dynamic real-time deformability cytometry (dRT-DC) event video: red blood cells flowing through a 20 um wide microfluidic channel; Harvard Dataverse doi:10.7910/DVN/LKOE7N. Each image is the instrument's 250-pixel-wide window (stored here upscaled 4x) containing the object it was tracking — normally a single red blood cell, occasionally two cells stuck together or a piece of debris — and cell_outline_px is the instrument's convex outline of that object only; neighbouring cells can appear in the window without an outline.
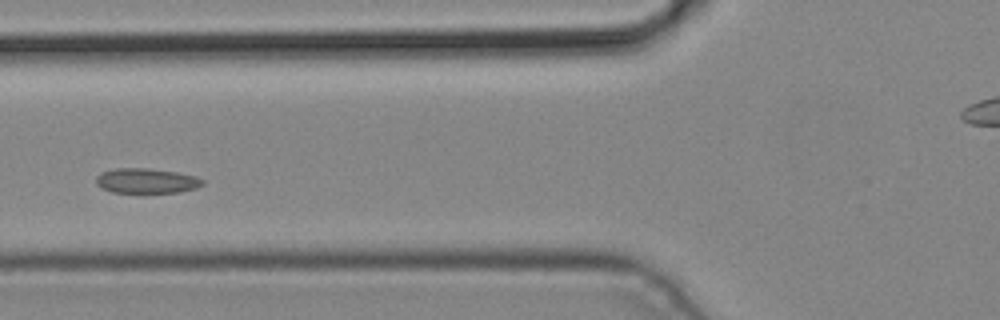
{"species": "common noctule bat (a hibernating species)", "species_latin": "Nyctalus noctula", "temperature_condition": "cold", "stored_images_in_passage": 6, "camera_frame_rate_fps": 3000, "um_per_image_px": 0.085, "animal": {"sex": "male", "body_mass_g": 19.2, "forearm_length_mm": 51.8}, "frame": {"image": 1, "passage_image": 4, "time_ms": 1.0, "image_size_px": [1000, 320], "cell_outline_px": [[204, 184], [196, 188], [180, 192], [112, 192], [96, 184], [96, 176], [100, 172], [116, 168], [148, 168], [176, 172], [196, 176], [204, 180]], "centroid_in_image_um": [12.46, 15.36], "position_along_channel_um": 113.3, "area_um2": 15.43}}
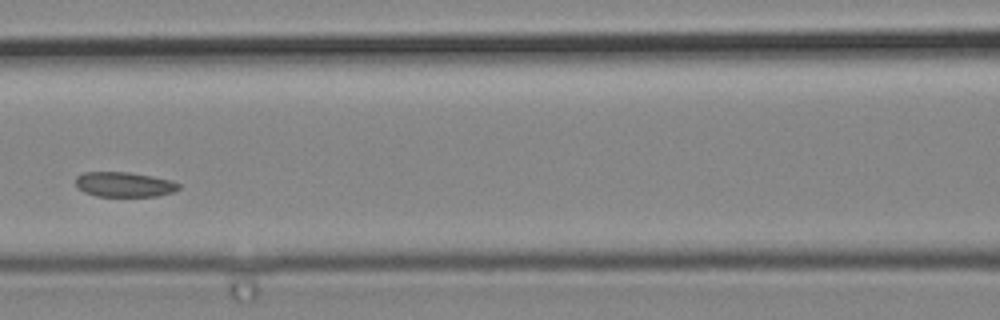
{"frame": {"image": 2, "passage_image": 5, "time_ms": 1.333, "image_size_px": [1000, 320], "cell_outline_px": [[180, 188], [176, 192], [156, 196], [96, 196], [84, 192], [76, 184], [76, 176], [84, 172], [128, 172], [152, 176], [172, 180], [180, 184]], "centroid_in_image_um": [10.6, 15.68], "position_along_channel_um": 156.0, "area_um2": 15.03}}